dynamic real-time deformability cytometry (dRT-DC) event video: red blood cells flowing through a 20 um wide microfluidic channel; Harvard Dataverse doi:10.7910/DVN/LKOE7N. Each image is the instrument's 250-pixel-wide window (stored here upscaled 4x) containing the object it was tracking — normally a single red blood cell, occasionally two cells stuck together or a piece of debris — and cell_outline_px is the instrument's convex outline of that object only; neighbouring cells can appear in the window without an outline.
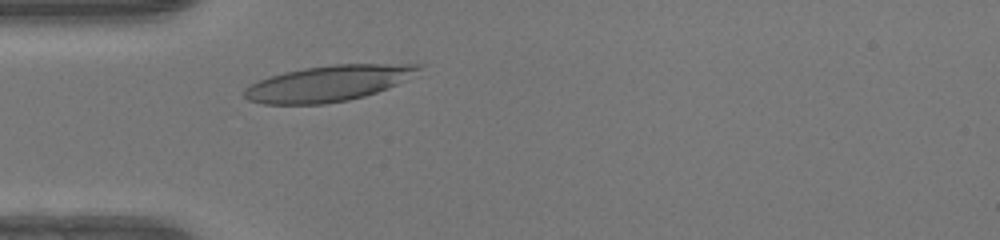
{"species": "human", "species_latin": "Homo sapiens", "temperature_condition": "warm", "stored_images_in_passage": 31, "camera_frame_rate_fps": 3000, "um_per_image_px": 0.085, "donor": {"sex": "female"}, "frame": {"image": 1, "passage_image": 6, "time_ms": 1.667, "image_size_px": [1000, 240], "cell_outline_px": [[428, 64], [396, 84], [376, 92], [364, 96], [348, 100], [324, 104], [264, 104], [248, 100], [244, 96], [244, 88], [260, 80], [284, 72], [304, 68], [332, 64]], "centroid_in_image_um": [27.87, 7.09], "position_along_channel_um": 57.1, "area_um2": 35.95}}
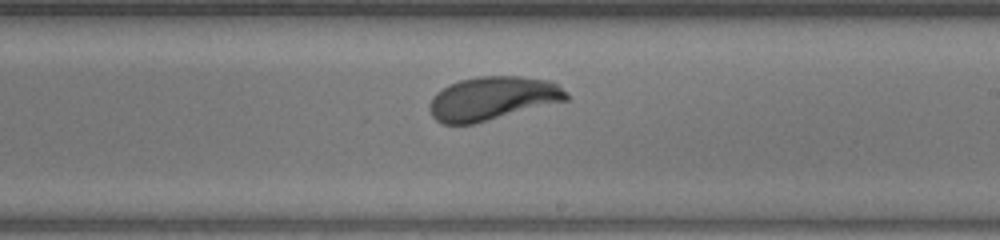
{"frame": {"image": 2, "passage_image": 20, "time_ms": 6.333, "image_size_px": [1000, 240], "cell_outline_px": [[568, 100], [476, 124], [444, 124], [436, 120], [432, 116], [428, 108], [428, 104], [432, 96], [436, 92], [448, 84], [460, 80], [480, 76], [520, 76], [552, 80], [568, 92]], "centroid_in_image_um": [41.86, 8.36], "position_along_channel_um": 247.1, "area_um2": 35.26}}
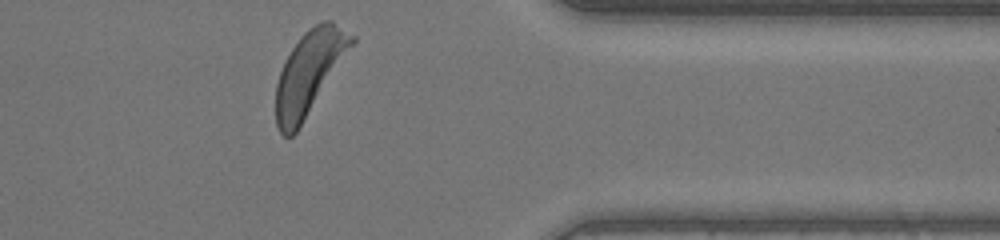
{"frame": {"image": 3, "passage_image": 31, "time_ms": 10.0, "image_size_px": [1000, 240], "cell_outline_px": [[356, 40], [296, 132], [292, 136], [284, 136], [280, 132], [276, 124], [276, 84], [284, 60], [300, 36], [308, 28], [324, 20], [332, 20], [356, 36]], "centroid_in_image_um": [26.28, 6.13], "position_along_channel_um": 385.1, "area_um2": 36.24}, "authors_computed_cell_mechanics": {"area_um2": 34.7378, "velocity_mm_per_s": 4.2012, "shape_relaxation_time_tau1_ms": 2.2147, "shape_relaxation_time_tau2_ms": null, "deformation_change_tau1": 0.1703, "deformation_change_tau2": null}}